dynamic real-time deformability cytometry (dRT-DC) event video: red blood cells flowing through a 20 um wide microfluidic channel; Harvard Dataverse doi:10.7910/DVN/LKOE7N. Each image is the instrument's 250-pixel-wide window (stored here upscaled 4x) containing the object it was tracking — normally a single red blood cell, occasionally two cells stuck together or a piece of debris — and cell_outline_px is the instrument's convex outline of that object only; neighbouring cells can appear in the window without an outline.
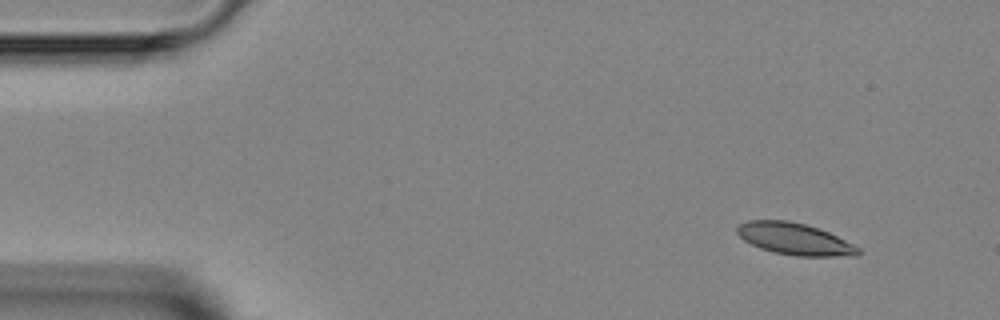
{"species": "Egyptian fruit bat (a non-hibernating species)", "species_latin": "Rousettus aegyptiacus", "temperature_condition": "room temperature", "stored_images_in_passage": 4, "camera_frame_rate_fps": 3000, "um_per_image_px": 0.085, "animal": {"sex": "female"}, "frame": {"image": 1, "passage_image": 1, "time_ms": 0.0, "image_size_px": [1000, 320], "cell_outline_px": [[860, 256], [796, 256], [772, 252], [760, 248], [744, 240], [736, 232], [736, 228], [740, 224], [748, 220], [788, 220], [804, 224], [828, 232], [860, 248]], "centroid_in_image_um": [67.53, 20.32], "position_along_channel_um": 17.5, "area_um2": 22.31}}
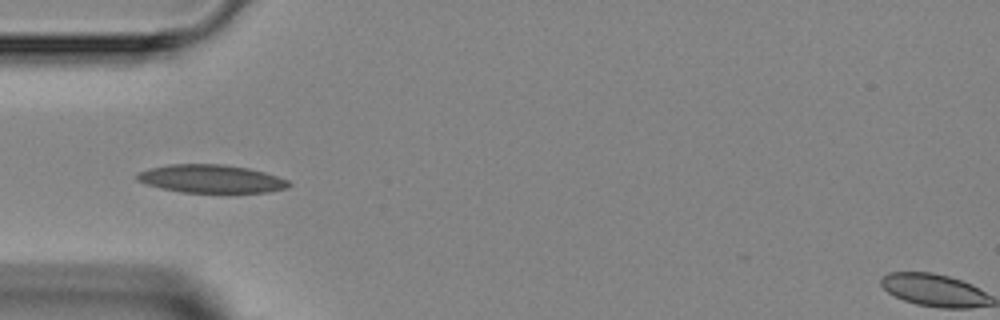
{"frame": {"image": 2, "passage_image": 4, "time_ms": 3.333, "image_size_px": [1000, 320], "cell_outline_px": [[292, 184], [288, 188], [268, 192], [180, 192], [160, 188], [144, 184], [136, 180], [136, 172], [148, 168], [172, 164], [224, 164], [248, 168], [264, 172], [288, 180]], "centroid_in_image_um": [17.9, 15.19], "position_along_channel_um": 67.1, "area_um2": 25.03}}